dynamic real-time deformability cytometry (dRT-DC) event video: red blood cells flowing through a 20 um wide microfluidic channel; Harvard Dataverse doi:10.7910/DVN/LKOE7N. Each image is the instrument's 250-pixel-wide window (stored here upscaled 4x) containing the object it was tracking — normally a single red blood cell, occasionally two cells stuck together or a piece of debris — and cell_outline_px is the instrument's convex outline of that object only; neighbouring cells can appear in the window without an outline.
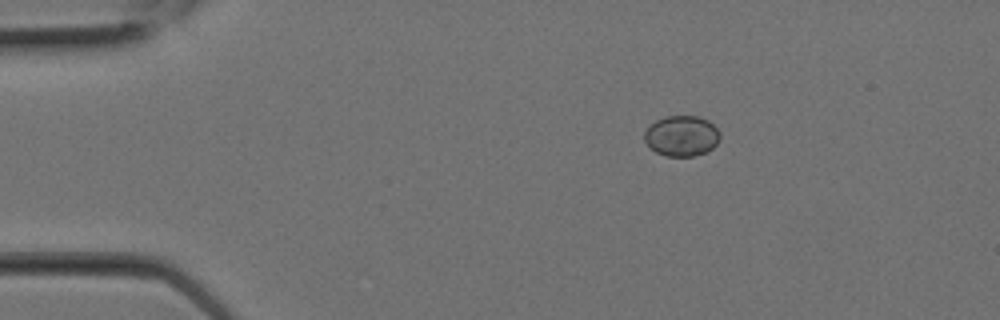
{"species": "Egyptian fruit bat (a non-hibernating species)", "species_latin": "Rousettus aegyptiacus", "temperature_condition": "room temperature", "stored_images_in_passage": 2, "camera_frame_rate_fps": 3000, "um_per_image_px": 0.085, "animal": {"sex": "female"}, "frame": {"image": 1, "passage_image": 2, "time_ms": 0.333, "image_size_px": [1000, 320], "cell_outline_px": [[720, 140], [708, 152], [692, 156], [664, 156], [656, 152], [644, 140], [644, 132], [656, 120], [664, 116], [696, 116], [708, 120], [720, 132]], "centroid_in_image_um": [57.95, 11.55], "position_along_channel_um": 27.0, "area_um2": 17.86}}